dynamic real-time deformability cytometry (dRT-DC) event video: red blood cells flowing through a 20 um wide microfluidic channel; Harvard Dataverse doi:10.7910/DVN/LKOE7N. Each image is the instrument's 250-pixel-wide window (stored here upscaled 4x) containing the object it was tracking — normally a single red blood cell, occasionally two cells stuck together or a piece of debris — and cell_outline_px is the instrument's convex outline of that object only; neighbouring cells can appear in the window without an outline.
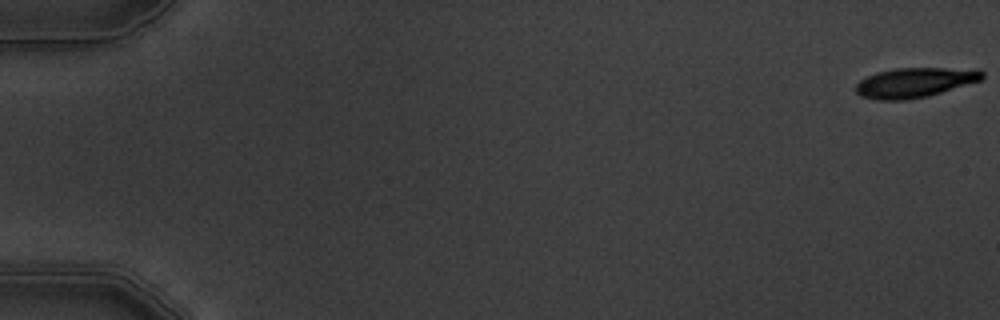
{"species": "common noctule bat (a hibernating species)", "species_latin": "Nyctalus noctula", "temperature_condition": "warm", "stored_images_in_passage": 6, "camera_frame_rate_fps": 3000, "um_per_image_px": 0.085, "animal": {"sex": "male", "body_mass_g": 19.5, "forearm_length_mm": 54.6}, "frame": {"image": 1, "passage_image": 1, "time_ms": 0.0, "image_size_px": [1000, 320], "cell_outline_px": [[984, 80], [928, 96], [908, 100], [880, 100], [860, 96], [856, 92], [856, 84], [860, 80], [876, 72], [892, 68], [980, 68], [984, 72]], "centroid_in_image_um": [77.82, 7.0], "position_along_channel_um": 7.2, "area_um2": 22.37}}
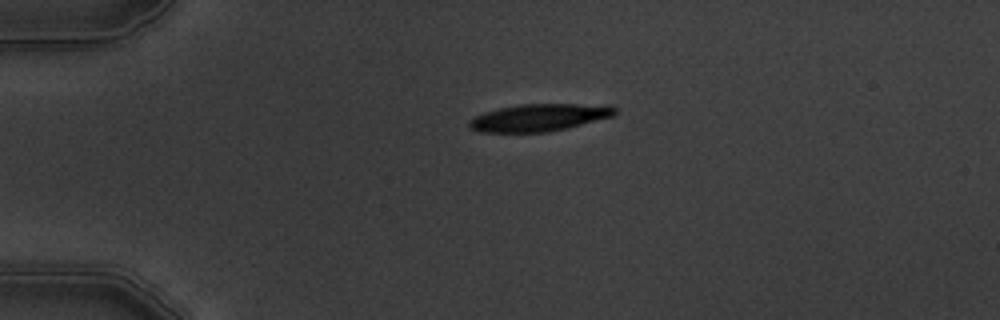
{"frame": {"image": 2, "passage_image": 5, "time_ms": 4.333, "image_size_px": [1000, 320], "cell_outline_px": [[616, 116], [568, 128], [548, 132], [480, 132], [472, 128], [468, 124], [468, 120], [484, 112], [516, 104], [612, 104], [616, 108]], "centroid_in_image_um": [45.91, 9.98], "position_along_channel_um": 39.1, "area_um2": 23.52}}